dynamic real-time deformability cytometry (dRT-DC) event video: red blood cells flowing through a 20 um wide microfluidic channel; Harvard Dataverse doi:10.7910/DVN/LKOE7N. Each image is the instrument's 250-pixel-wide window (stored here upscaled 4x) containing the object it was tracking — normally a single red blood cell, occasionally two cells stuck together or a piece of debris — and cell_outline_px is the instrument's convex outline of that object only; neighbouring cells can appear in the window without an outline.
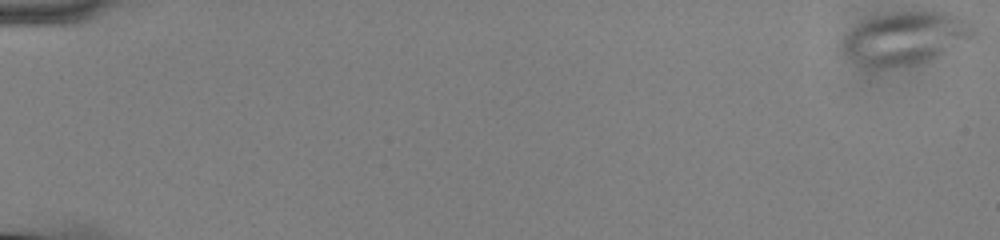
{"species": "common noctule bat (a hibernating species)", "species_latin": "Nyctalus noctula", "temperature_condition": "cold", "stored_images_in_passage": 57, "camera_frame_rate_fps": 3000, "um_per_image_px": 0.085, "animal": {"sex": "male", "body_mass_g": 13.0, "forearm_length_mm": 53.1}, "frame": {"image": 1, "passage_image": 1, "time_ms": 0.0, "image_size_px": [1000, 240], "cell_outline_px": [[976, 36], [924, 60], [908, 64], [880, 68], [864, 64], [852, 60], [844, 52], [844, 36], [856, 24], [880, 16], [900, 12], [944, 12], [968, 20], [976, 28]], "centroid_in_image_um": [76.97, 3.21], "position_along_channel_um": 8.0, "area_um2": 38.73}}
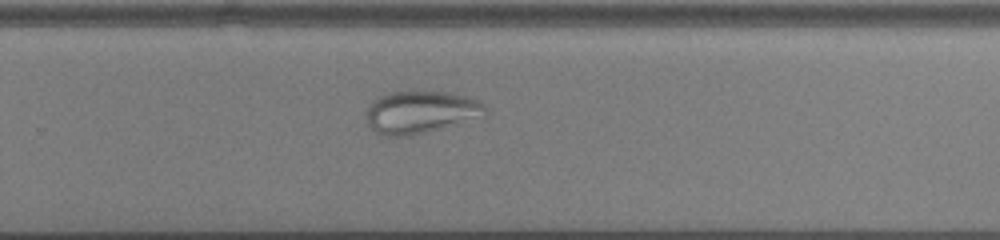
{"frame": {"image": 2, "passage_image": 39, "time_ms": 12.667, "image_size_px": [1000, 240], "cell_outline_px": [[488, 112], [484, 116], [456, 124], [412, 136], [388, 136], [376, 132], [368, 124], [368, 108], [372, 100], [388, 92], [448, 92], [464, 96], [476, 100], [484, 104]], "centroid_in_image_um": [35.77, 9.54], "position_along_channel_um": 294.0, "area_um2": 29.13}}
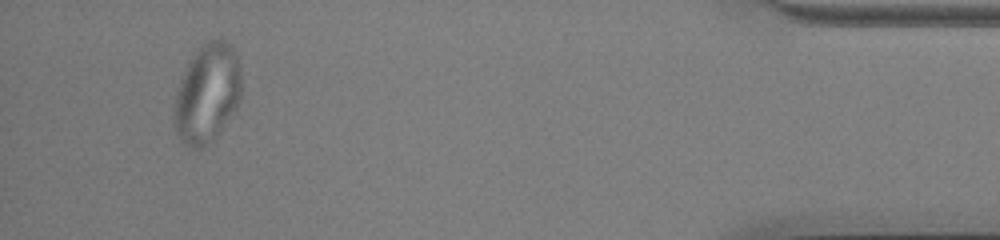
{"frame": {"image": 3, "passage_image": 54, "time_ms": 17.667, "image_size_px": [1000, 240], "cell_outline_px": [[240, 100], [236, 108], [216, 136], [212, 140], [200, 148], [192, 148], [180, 136], [176, 128], [172, 116], [176, 96], [180, 80], [188, 64], [196, 52], [208, 40], [220, 36], [228, 40], [232, 44], [236, 52], [240, 72]], "centroid_in_image_um": [17.64, 7.88], "position_along_channel_um": 417.6, "area_um2": 38.32}}